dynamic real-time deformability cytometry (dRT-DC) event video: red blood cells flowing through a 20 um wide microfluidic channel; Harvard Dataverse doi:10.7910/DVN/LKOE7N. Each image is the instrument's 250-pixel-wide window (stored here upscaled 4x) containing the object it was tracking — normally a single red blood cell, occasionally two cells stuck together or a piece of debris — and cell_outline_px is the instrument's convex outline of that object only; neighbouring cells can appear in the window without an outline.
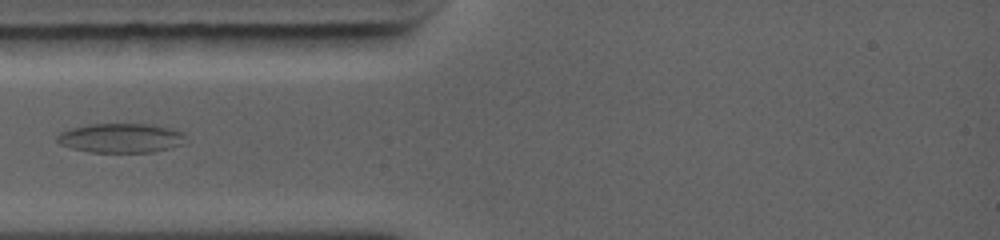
{"species": "common noctule bat (a hibernating species)", "species_latin": "Nyctalus noctula", "temperature_condition": "warm", "stored_images_in_passage": 13, "camera_frame_rate_fps": 5000, "um_per_image_px": 0.085, "animal": {"sex": "female", "body_mass_g": 19.0, "forearm_length_mm": 56.7}, "frame": {"image": 1, "passage_image": 4, "time_ms": 1.4, "image_size_px": [1000, 240], "cell_outline_px": [[184, 144], [152, 152], [88, 152], [72, 148], [60, 144], [56, 140], [56, 136], [60, 132], [72, 128], [88, 124], [152, 124], [184, 132]], "centroid_in_image_um": [10.25, 11.73], "position_along_channel_um": 74.7, "area_um2": 21.96}}
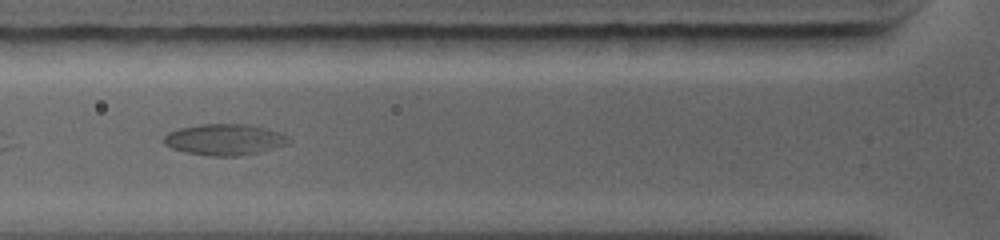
{"frame": {"image": 2, "passage_image": 6, "time_ms": 2.2, "image_size_px": [1000, 240], "cell_outline_px": [[292, 140], [288, 144], [260, 152], [240, 156], [212, 156], [184, 152], [172, 148], [164, 144], [164, 136], [168, 132], [180, 128], [200, 124], [248, 124], [264, 128], [288, 136]], "centroid_in_image_um": [19.08, 11.87], "position_along_channel_um": 106.7, "area_um2": 22.66}}